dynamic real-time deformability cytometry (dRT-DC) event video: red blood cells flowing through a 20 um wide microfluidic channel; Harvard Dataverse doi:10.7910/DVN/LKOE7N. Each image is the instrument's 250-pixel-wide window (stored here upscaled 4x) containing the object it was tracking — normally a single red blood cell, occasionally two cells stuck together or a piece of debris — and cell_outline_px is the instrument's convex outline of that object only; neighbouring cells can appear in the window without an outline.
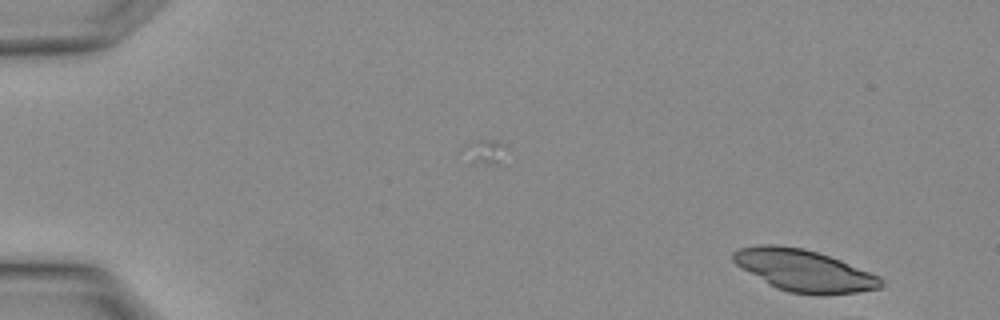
{"species": "Egyptian fruit bat (a non-hibernating species)", "species_latin": "Rousettus aegyptiacus", "temperature_condition": "warm", "stored_images_in_passage": 2, "camera_frame_rate_fps": 3000, "um_per_image_px": 0.085, "animal": {"sex": "female"}, "frame": {"image": 1, "passage_image": 2, "time_ms": 0.333, "image_size_px": [1000, 320], "cell_outline_px": [[884, 284], [880, 288], [856, 292], [820, 296], [788, 292], [776, 288], [768, 284], [736, 264], [732, 260], [732, 252], [740, 248], [760, 244], [776, 244], [804, 248], [840, 260], [880, 276], [884, 280]], "centroid_in_image_um": [68.35, 23.0], "position_along_channel_um": 16.7, "area_um2": 36.07}}